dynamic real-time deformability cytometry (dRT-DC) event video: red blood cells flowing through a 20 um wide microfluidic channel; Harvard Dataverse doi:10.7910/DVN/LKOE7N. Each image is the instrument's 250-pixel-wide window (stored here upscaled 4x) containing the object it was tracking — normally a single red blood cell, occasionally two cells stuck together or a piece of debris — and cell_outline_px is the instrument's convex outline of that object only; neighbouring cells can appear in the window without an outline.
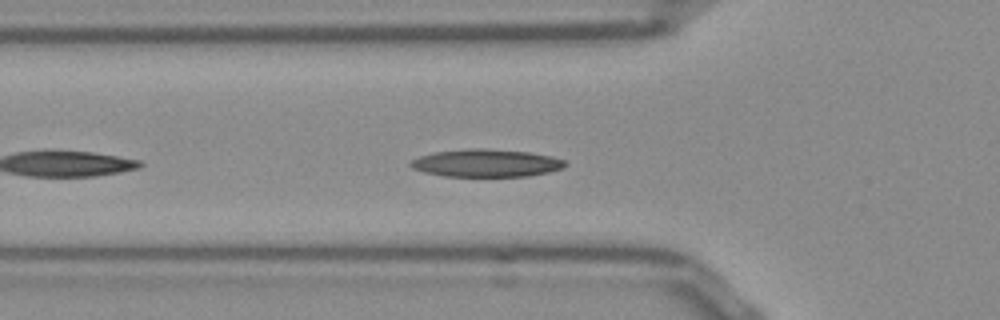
{"species": "Egyptian fruit bat (a non-hibernating species)", "species_latin": "Rousettus aegyptiacus", "temperature_condition": "room temperature", "stored_images_in_passage": 34, "camera_frame_rate_fps": 3000, "um_per_image_px": 0.085, "frame": {"image": 1, "passage_image": 5, "time_ms": 1.333, "image_size_px": [1000, 320], "cell_outline_px": [[568, 164], [564, 168], [548, 172], [528, 176], [444, 176], [424, 172], [412, 168], [408, 164], [412, 160], [420, 156], [436, 152], [468, 148], [484, 148], [528, 152], [552, 156], [564, 160]], "centroid_in_image_um": [41.35, 13.86], "position_along_channel_um": 84.5, "area_um2": 24.91}}
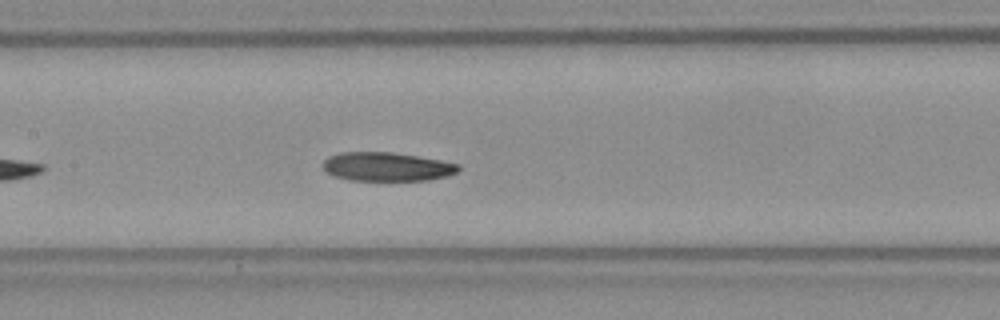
{"frame": {"image": 2, "passage_image": 12, "time_ms": 3.667, "image_size_px": [1000, 320], "cell_outline_px": [[460, 168], [456, 172], [448, 176], [428, 180], [348, 180], [336, 176], [328, 172], [324, 168], [324, 160], [328, 156], [340, 152], [388, 152], [416, 156], [440, 160], [460, 164]], "centroid_in_image_um": [32.89, 14.17], "position_along_channel_um": 174.5, "area_um2": 22.54}}
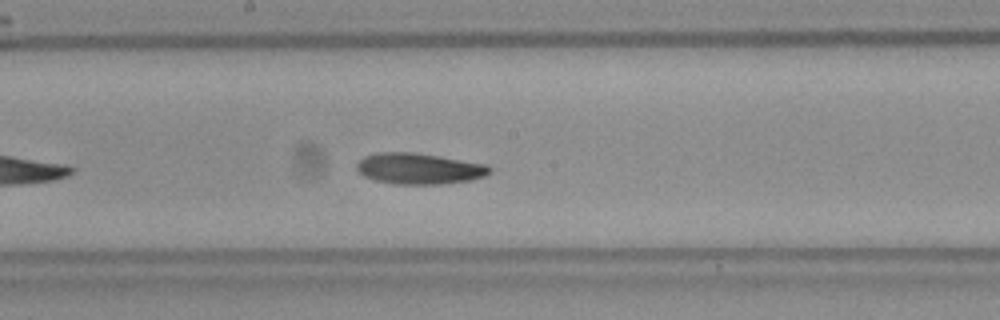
{"frame": {"image": 3, "passage_image": 15, "time_ms": 4.667, "image_size_px": [1000, 320], "cell_outline_px": [[492, 172], [484, 176], [472, 180], [440, 184], [396, 184], [376, 180], [364, 176], [356, 168], [356, 164], [364, 156], [376, 152], [412, 152], [440, 156], [488, 164], [492, 168]], "centroid_in_image_um": [35.65, 14.32], "position_along_channel_um": 212.5, "area_um2": 24.16}, "authors_computed_cell_mechanics": {"area_um2": 23.1489, "velocity_mm_per_s": 3.8189, "shape_relaxation_time_tau1_ms": 6.67, "shape_relaxation_time_tau2_ms": 2.3709, "deformation_change_tau1": 0.171, "deformation_change_tau2": 0.0792}}